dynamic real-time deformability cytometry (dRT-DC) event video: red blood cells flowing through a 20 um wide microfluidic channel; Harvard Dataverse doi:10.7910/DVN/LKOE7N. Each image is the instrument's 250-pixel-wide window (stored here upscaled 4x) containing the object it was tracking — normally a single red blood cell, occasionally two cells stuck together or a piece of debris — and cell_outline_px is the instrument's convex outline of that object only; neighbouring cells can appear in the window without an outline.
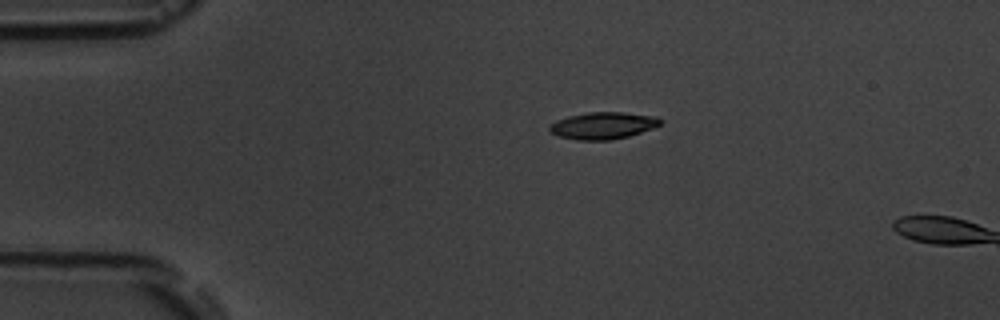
{"species": "common noctule bat (a hibernating species)", "species_latin": "Nyctalus noctula", "temperature_condition": "room temperature", "stored_images_in_passage": 2, "camera_frame_rate_fps": 3000, "um_per_image_px": 0.085, "animal": {"sex": "male", "body_mass_g": 19.5, "forearm_length_mm": 54.6}, "frame": {"image": 1, "passage_image": 1, "time_ms": 0.0, "image_size_px": [1000, 320], "cell_outline_px": [[660, 124], [652, 128], [628, 136], [612, 140], [576, 140], [560, 136], [548, 132], [548, 128], [556, 120], [568, 116], [588, 112], [624, 112], [656, 116], [660, 120]], "centroid_in_image_um": [51.22, 10.67], "position_along_channel_um": 33.8, "area_um2": 17.34}}